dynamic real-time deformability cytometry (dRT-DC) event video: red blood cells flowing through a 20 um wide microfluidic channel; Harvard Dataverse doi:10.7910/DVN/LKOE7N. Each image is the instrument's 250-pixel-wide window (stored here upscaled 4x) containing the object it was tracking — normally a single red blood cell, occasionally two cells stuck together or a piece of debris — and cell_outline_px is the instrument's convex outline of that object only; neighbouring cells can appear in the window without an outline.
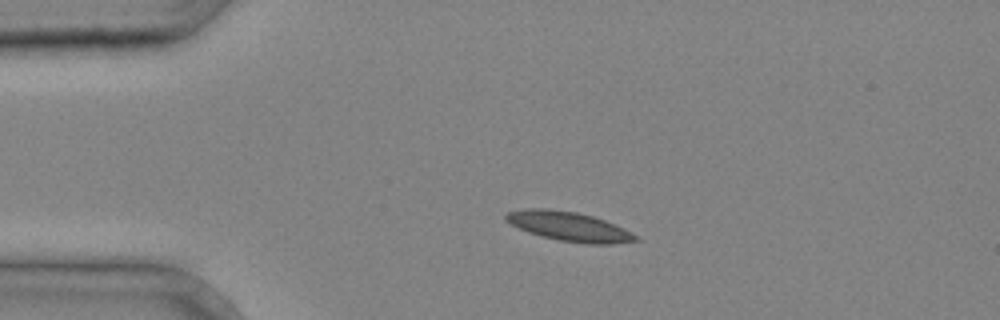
{"species": "common noctule bat (a hibernating species)", "species_latin": "Nyctalus noctula", "temperature_condition": "cold", "stored_images_in_passage": 2, "camera_frame_rate_fps": 3000, "um_per_image_px": 0.085, "animal": {"sex": "male", "body_mass_g": 20.4}, "frame": {"image": 1, "passage_image": 1, "time_ms": 0.0, "image_size_px": [1000, 320], "cell_outline_px": [[640, 240], [612, 244], [588, 244], [560, 240], [528, 232], [504, 220], [504, 216], [508, 212], [524, 208], [548, 208], [576, 212], [592, 216], [604, 220], [624, 228], [640, 236]], "centroid_in_image_um": [48.4, 19.24], "position_along_channel_um": 36.6, "area_um2": 22.14}}